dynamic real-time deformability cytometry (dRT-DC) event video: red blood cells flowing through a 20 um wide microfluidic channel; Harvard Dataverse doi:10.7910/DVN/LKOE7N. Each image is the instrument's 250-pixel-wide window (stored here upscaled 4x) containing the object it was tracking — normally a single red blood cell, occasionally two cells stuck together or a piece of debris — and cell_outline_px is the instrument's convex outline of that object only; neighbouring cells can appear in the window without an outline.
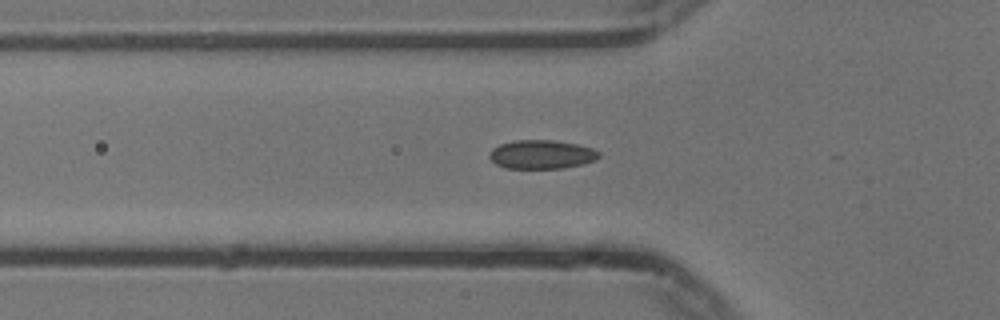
{"species": "common noctule bat (a hibernating species)", "species_latin": "Nyctalus noctula", "temperature_condition": "cold", "stored_images_in_passage": 17, "camera_frame_rate_fps": 3000, "um_per_image_px": 0.085, "animal": {"sex": "male", "body_mass_g": 13.3}, "frame": {"image": 1, "passage_image": 9, "time_ms": 2.667, "image_size_px": [1000, 320], "cell_outline_px": [[600, 156], [596, 160], [584, 164], [560, 168], [504, 168], [496, 164], [488, 156], [488, 152], [492, 148], [500, 144], [516, 140], [552, 140], [576, 144], [592, 148], [600, 152]], "centroid_in_image_um": [46.02, 13.13], "position_along_channel_um": 79.8, "area_um2": 18.44}}
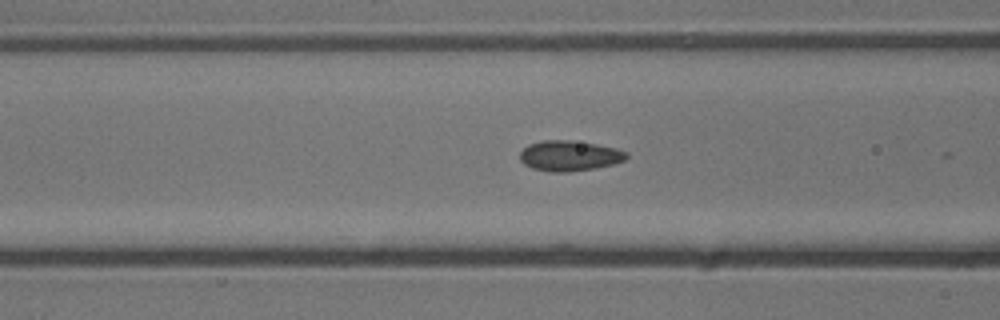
{"frame": {"image": 2, "passage_image": 12, "time_ms": 3.667, "image_size_px": [1000, 320], "cell_outline_px": [[628, 156], [624, 160], [612, 164], [596, 168], [568, 172], [548, 172], [532, 168], [524, 164], [520, 160], [520, 152], [528, 144], [544, 140], [572, 140], [596, 144], [616, 148], [628, 152]], "centroid_in_image_um": [48.39, 13.24], "position_along_channel_um": 118.2, "area_um2": 18.96}}
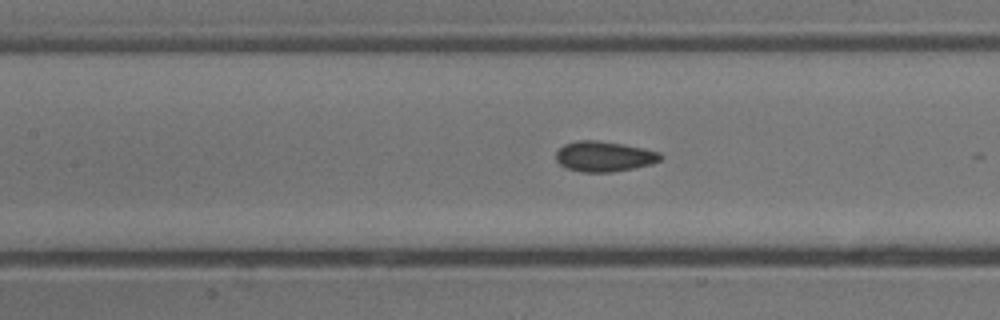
{"frame": {"image": 3, "passage_image": 15, "time_ms": 4.667, "image_size_px": [1000, 320], "cell_outline_px": [[664, 156], [660, 160], [652, 164], [612, 172], [584, 172], [568, 168], [560, 164], [556, 160], [556, 152], [564, 144], [576, 140], [596, 140], [644, 148], [660, 152]], "centroid_in_image_um": [51.36, 13.29], "position_along_channel_um": 156.0, "area_um2": 18.38}}